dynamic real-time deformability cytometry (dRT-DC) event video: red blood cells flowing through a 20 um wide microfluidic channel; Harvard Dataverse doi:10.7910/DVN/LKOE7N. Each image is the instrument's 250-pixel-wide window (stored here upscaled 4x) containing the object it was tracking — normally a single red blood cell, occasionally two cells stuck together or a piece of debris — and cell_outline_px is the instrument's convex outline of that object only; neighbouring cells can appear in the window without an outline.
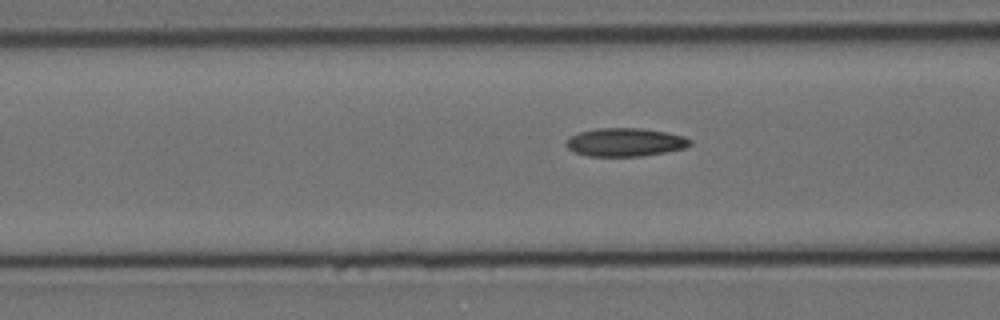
{"species": "Egyptian fruit bat (a non-hibernating species)", "species_latin": "Rousettus aegyptiacus", "temperature_condition": "cold", "stored_images_in_passage": 13, "camera_frame_rate_fps": 3000, "um_per_image_px": 0.085, "animal": {"sex": "female"}, "frame": {"image": 1, "passage_image": 8, "time_ms": 2.333, "image_size_px": [1000, 320], "cell_outline_px": [[692, 144], [684, 148], [664, 152], [640, 156], [588, 156], [576, 152], [568, 148], [564, 144], [564, 140], [580, 132], [596, 128], [640, 128], [668, 132], [684, 136], [692, 140]], "centroid_in_image_um": [53.14, 12.08], "position_along_channel_um": 113.5, "area_um2": 20.46}}